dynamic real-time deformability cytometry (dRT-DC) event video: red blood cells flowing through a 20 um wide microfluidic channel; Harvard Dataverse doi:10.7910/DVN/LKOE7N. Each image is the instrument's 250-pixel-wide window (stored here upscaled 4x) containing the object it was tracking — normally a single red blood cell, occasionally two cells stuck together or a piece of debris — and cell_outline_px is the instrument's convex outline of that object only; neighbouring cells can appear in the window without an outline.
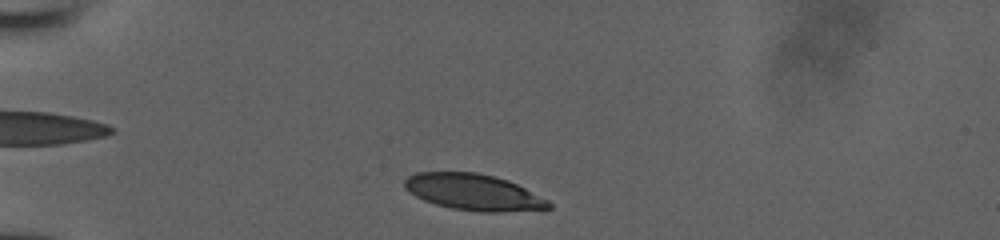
{"species": "human", "species_latin": "Homo sapiens", "temperature_condition": "room temperature", "stored_images_in_passage": 33, "camera_frame_rate_fps": 3000, "um_per_image_px": 0.085, "donor": {"sex": "male"}, "frame": {"image": 1, "passage_image": 2, "time_ms": 0.333, "image_size_px": [1000, 240], "cell_outline_px": [[552, 208], [544, 212], [480, 212], [452, 208], [436, 204], [424, 200], [408, 192], [404, 188], [404, 180], [408, 176], [416, 172], [476, 172], [508, 180], [548, 200], [552, 204]], "centroid_in_image_um": [40.32, 16.36], "position_along_channel_um": 44.7, "area_um2": 30.92}}
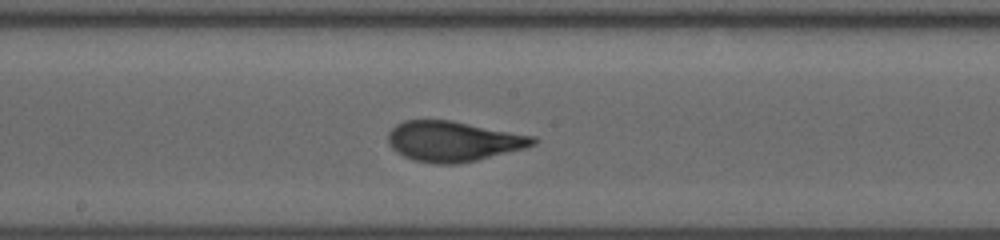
{"frame": {"image": 2, "passage_image": 17, "time_ms": 5.333, "image_size_px": [1000, 240], "cell_outline_px": [[540, 140], [536, 144], [524, 148], [460, 164], [436, 164], [416, 160], [404, 156], [396, 152], [388, 144], [388, 132], [396, 124], [404, 120], [452, 120], [536, 136]], "centroid_in_image_um": [38.54, 12.0], "position_along_channel_um": 209.7, "area_um2": 34.16}}
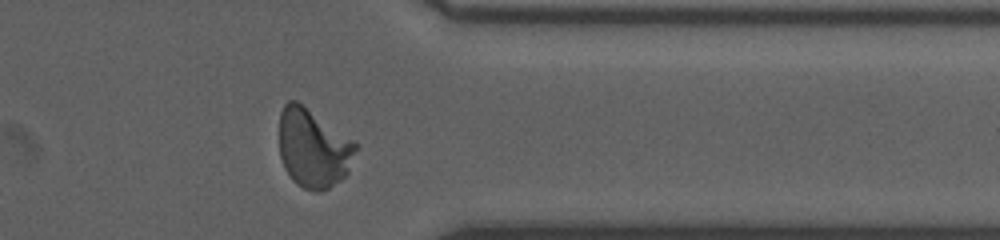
{"frame": {"image": 3, "passage_image": 30, "time_ms": 9.667, "image_size_px": [1000, 240], "cell_outline_px": [[356, 148], [348, 172], [340, 180], [328, 188], [320, 192], [316, 192], [304, 188], [296, 184], [292, 180], [284, 168], [280, 156], [280, 112], [284, 104], [288, 100], [296, 100], [352, 140], [356, 144]], "centroid_in_image_um": [26.59, 12.62], "position_along_channel_um": 384.8, "area_um2": 34.62}}